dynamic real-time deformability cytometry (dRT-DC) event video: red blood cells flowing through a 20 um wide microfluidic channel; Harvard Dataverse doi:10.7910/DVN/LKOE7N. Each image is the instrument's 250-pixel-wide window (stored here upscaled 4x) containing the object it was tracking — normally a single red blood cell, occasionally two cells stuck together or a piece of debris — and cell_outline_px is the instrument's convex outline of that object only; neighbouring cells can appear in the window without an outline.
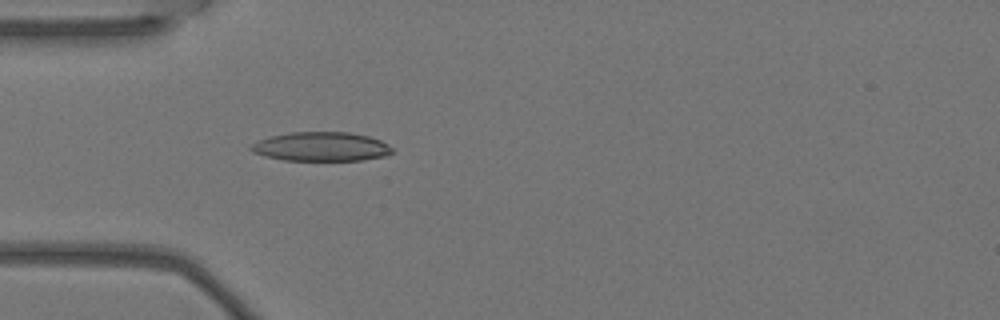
{"species": "Egyptian fruit bat (a non-hibernating species)", "species_latin": "Rousettus aegyptiacus", "temperature_condition": "warm", "stored_images_in_passage": 4, "camera_frame_rate_fps": 3000, "um_per_image_px": 0.085, "animal": {"sex": "female"}, "frame": {"image": 1, "passage_image": 4, "time_ms": 1.0, "image_size_px": [1000, 320], "cell_outline_px": [[392, 152], [388, 156], [360, 160], [284, 160], [264, 156], [252, 152], [248, 148], [252, 144], [260, 140], [272, 136], [292, 132], [348, 132], [368, 136], [380, 140], [388, 144], [392, 148]], "centroid_in_image_um": [27.31, 12.47], "position_along_channel_um": 57.7, "area_um2": 23.87}}